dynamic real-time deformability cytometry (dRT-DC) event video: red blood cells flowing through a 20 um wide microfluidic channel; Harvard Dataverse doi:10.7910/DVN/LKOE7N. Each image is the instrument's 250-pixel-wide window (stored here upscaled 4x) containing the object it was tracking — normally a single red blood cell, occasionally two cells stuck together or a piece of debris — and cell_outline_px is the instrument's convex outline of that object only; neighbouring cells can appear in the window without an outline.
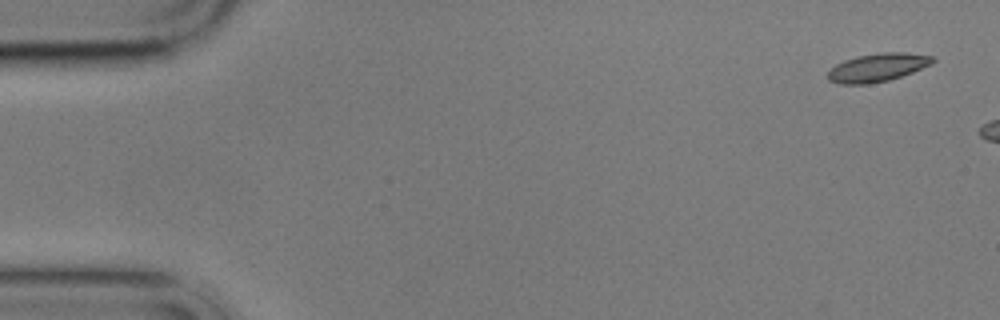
{"species": "common noctule bat (a hibernating species)", "species_latin": "Nyctalus noctula", "temperature_condition": "cold", "stored_images_in_passage": 7, "camera_frame_rate_fps": 3000, "um_per_image_px": 0.085, "animal": {"sex": "male", "body_mass_g": 17.9}, "frame": {"image": 1, "passage_image": 1, "time_ms": 0.0, "image_size_px": [1000, 320], "cell_outline_px": [[936, 60], [932, 64], [912, 72], [888, 80], [868, 84], [840, 84], [828, 80], [828, 72], [836, 64], [844, 60], [856, 56], [884, 52], [904, 52], [932, 56]], "centroid_in_image_um": [74.59, 5.73], "position_along_channel_um": 10.4, "area_um2": 17.17}}